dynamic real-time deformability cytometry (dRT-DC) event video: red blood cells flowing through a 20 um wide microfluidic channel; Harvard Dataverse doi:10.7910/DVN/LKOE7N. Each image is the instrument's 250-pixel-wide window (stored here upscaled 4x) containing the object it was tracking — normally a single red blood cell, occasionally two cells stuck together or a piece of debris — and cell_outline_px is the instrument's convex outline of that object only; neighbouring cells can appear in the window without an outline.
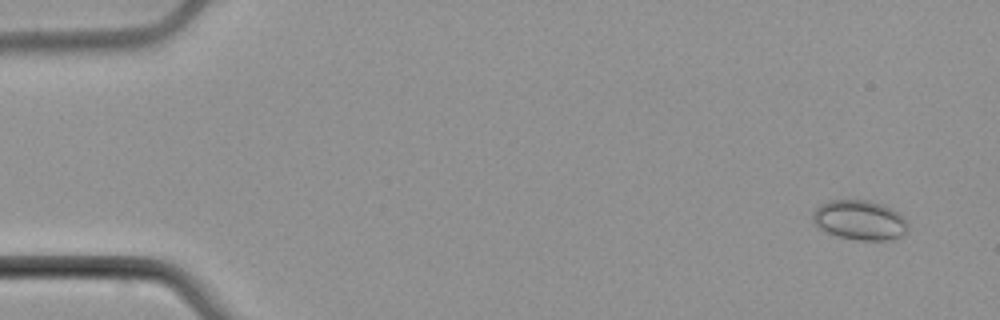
{"species": "common noctule bat (a hibernating species)", "species_latin": "Nyctalus noctula", "temperature_condition": "cold", "stored_images_in_passage": 8, "camera_frame_rate_fps": 3000, "um_per_image_px": 0.085, "animal": {"sex": "male", "body_mass_g": 21.5, "forearm_length_mm": 52.0}, "frame": {"image": 1, "passage_image": 1, "time_ms": 0.0, "image_size_px": [1000, 320], "cell_outline_px": [[908, 224], [904, 232], [900, 236], [892, 240], [856, 240], [840, 236], [828, 232], [820, 228], [812, 220], [812, 212], [820, 204], [828, 200], [868, 200], [884, 204], [892, 208]], "centroid_in_image_um": [73.05, 18.69], "position_along_channel_um": 12.0, "area_um2": 21.85}}
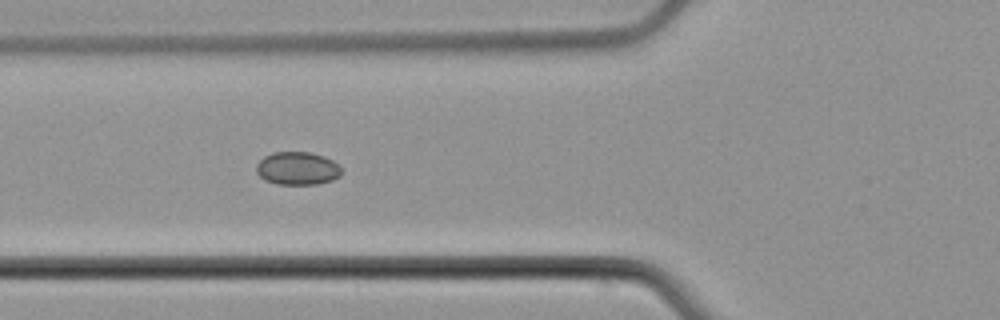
{"frame": {"image": 2, "passage_image": 6, "time_ms": 6.0, "image_size_px": [1000, 320], "cell_outline_px": [[340, 176], [332, 180], [316, 184], [276, 184], [264, 180], [256, 172], [256, 164], [264, 156], [272, 152], [312, 152], [324, 156], [332, 160], [340, 168]], "centroid_in_image_um": [25.25, 14.31], "position_along_channel_um": 100.6, "area_um2": 16.42}}
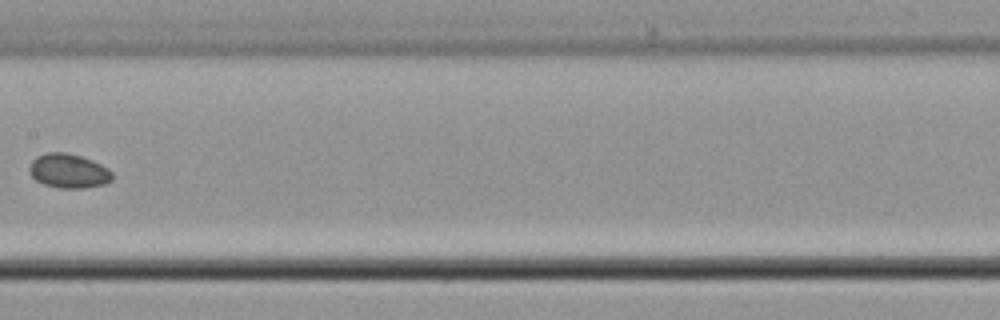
{"frame": {"image": 3, "passage_image": 8, "time_ms": 8.667, "image_size_px": [1000, 320], "cell_outline_px": [[112, 180], [104, 184], [84, 188], [60, 188], [44, 184], [36, 180], [32, 176], [28, 168], [32, 160], [36, 156], [48, 152], [64, 152], [80, 156], [92, 160], [108, 168], [112, 172]], "centroid_in_image_um": [5.82, 14.53], "position_along_channel_um": 201.6, "area_um2": 16.53}}